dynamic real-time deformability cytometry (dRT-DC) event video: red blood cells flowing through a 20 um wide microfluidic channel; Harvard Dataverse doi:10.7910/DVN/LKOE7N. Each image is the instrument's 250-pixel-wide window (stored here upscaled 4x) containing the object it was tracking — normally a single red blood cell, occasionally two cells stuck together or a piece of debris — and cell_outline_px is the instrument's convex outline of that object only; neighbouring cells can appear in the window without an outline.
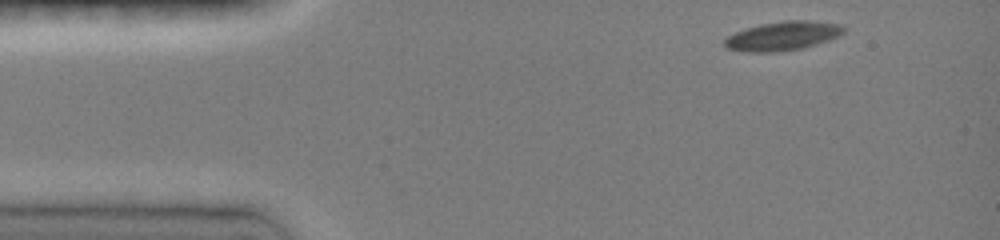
{"species": "common noctule bat (a hibernating species)", "species_latin": "Nyctalus noctula", "temperature_condition": "room temperature", "stored_images_in_passage": 10, "camera_frame_rate_fps": 3000, "um_per_image_px": 0.085, "animal": {"sex": "female", "body_mass_g": 19.0, "forearm_length_mm": 51.5}, "frame": {"image": 1, "passage_image": 1, "time_ms": 0.0, "image_size_px": [1000, 240], "cell_outline_px": [[844, 32], [828, 40], [804, 48], [776, 52], [748, 52], [728, 48], [724, 44], [724, 40], [728, 36], [736, 32], [760, 24], [784, 20], [808, 20], [844, 24]], "centroid_in_image_um": [66.56, 3.05], "position_along_channel_um": 18.4, "area_um2": 20.06}}
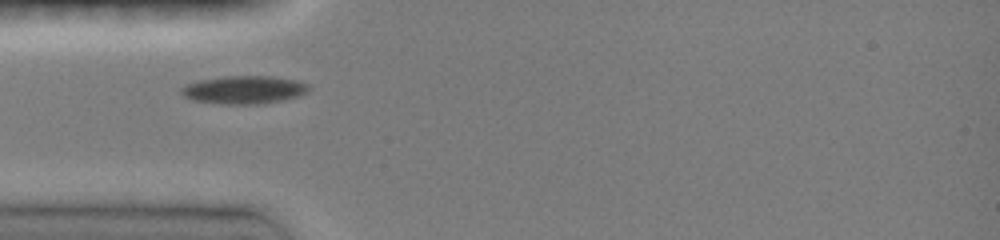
{"frame": {"image": 2, "passage_image": 6, "time_ms": 3.0, "image_size_px": [1000, 240], "cell_outline_px": [[312, 88], [308, 92], [300, 96], [264, 104], [220, 104], [192, 100], [184, 96], [180, 92], [180, 88], [188, 84], [200, 80], [224, 76], [272, 76], [296, 80], [308, 84]], "centroid_in_image_um": [20.78, 7.64], "position_along_channel_um": 64.2, "area_um2": 21.04}}